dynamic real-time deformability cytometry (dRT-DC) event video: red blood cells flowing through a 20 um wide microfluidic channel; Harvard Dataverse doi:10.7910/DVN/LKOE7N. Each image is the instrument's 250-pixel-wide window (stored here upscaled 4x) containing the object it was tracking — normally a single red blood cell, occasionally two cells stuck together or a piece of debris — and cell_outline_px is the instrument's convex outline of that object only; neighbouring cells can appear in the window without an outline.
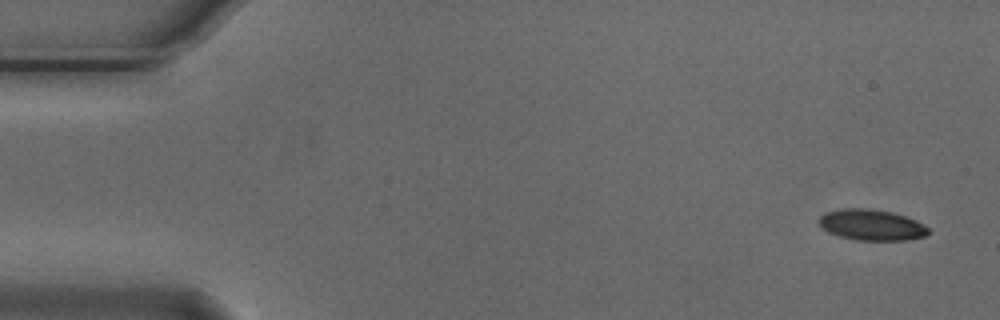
{"species": "Egyptian fruit bat (a non-hibernating species)", "species_latin": "Rousettus aegyptiacus", "temperature_condition": "cold", "stored_images_in_passage": 4, "camera_frame_rate_fps": 3000, "um_per_image_px": 0.085, "animal": {"sex": "male"}, "frame": {"image": 1, "passage_image": 1, "time_ms": 0.0, "image_size_px": [1000, 320], "cell_outline_px": [[928, 236], [904, 240], [856, 240], [840, 236], [828, 232], [820, 228], [820, 216], [824, 212], [840, 208], [868, 208], [892, 212], [916, 220], [924, 224], [928, 228]], "centroid_in_image_um": [74.07, 19.11], "position_along_channel_um": 10.9, "area_um2": 19.83}}
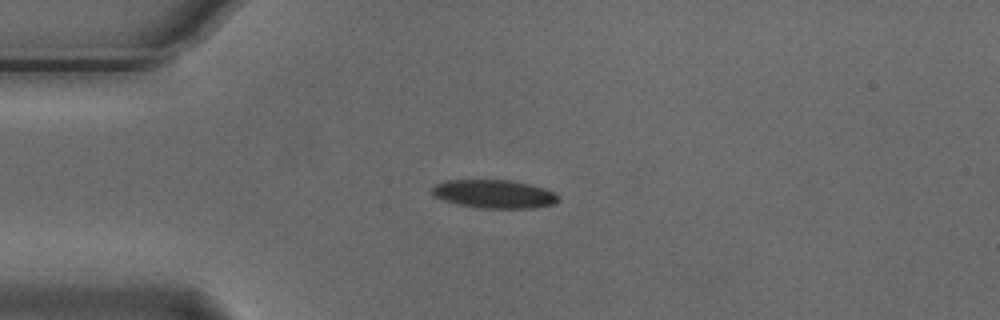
{"frame": {"image": 2, "passage_image": 4, "time_ms": 1.0, "image_size_px": [1000, 320], "cell_outline_px": [[560, 200], [552, 204], [536, 208], [480, 208], [460, 204], [444, 200], [432, 196], [432, 188], [436, 184], [444, 180], [512, 180], [544, 188], [560, 196]], "centroid_in_image_um": [42.0, 16.49], "position_along_channel_um": 43.0, "area_um2": 20.87}}